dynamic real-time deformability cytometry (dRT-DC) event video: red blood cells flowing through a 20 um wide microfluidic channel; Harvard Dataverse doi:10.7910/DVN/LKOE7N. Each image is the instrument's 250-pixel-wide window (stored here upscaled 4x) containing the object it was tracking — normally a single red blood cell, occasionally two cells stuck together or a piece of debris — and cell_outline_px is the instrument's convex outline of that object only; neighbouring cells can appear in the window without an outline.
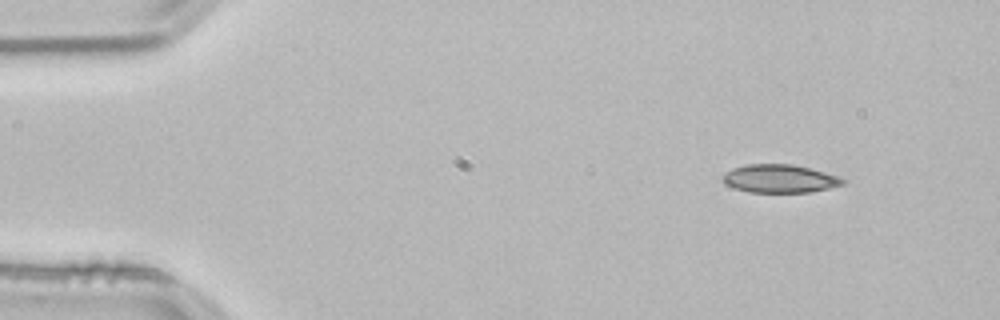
{"species": "common noctule bat (a hibernating species)", "species_latin": "Nyctalus noctula", "temperature_condition": "room temperature", "stored_images_in_passage": 48, "camera_frame_rate_fps": 3000, "um_per_image_px": 0.085, "animal": {"sex": "male", "body_mass_g": 21.5, "forearm_length_mm": 52.0}, "frame": {"image": 1, "passage_image": 1, "time_ms": 0.0, "image_size_px": [1000, 320], "cell_outline_px": [[848, 180], [844, 184], [828, 188], [808, 192], [748, 192], [724, 184], [720, 180], [720, 176], [724, 172], [732, 168], [744, 164], [792, 164], [840, 176]], "centroid_in_image_um": [66.22, 15.18], "position_along_channel_um": 18.8, "area_um2": 19.94}}
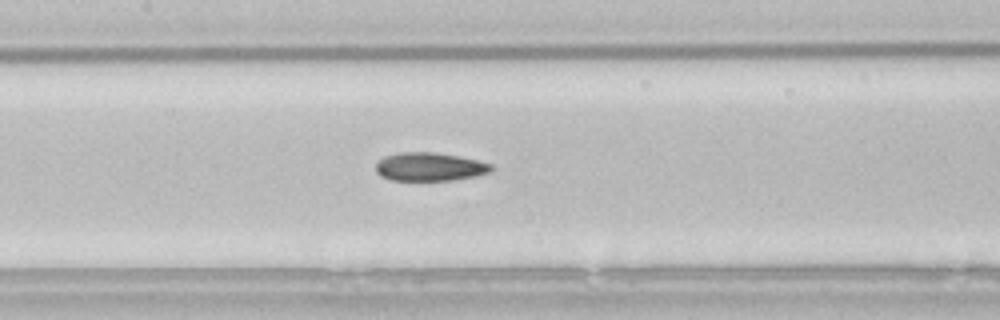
{"frame": {"image": 2, "passage_image": 20, "time_ms": 6.333, "image_size_px": [1000, 320], "cell_outline_px": [[496, 168], [492, 172], [476, 176], [452, 180], [392, 180], [380, 176], [376, 172], [376, 164], [384, 156], [400, 152], [436, 152], [476, 160], [492, 164]], "centroid_in_image_um": [36.55, 14.18], "position_along_channel_um": 170.9, "area_um2": 19.19}}
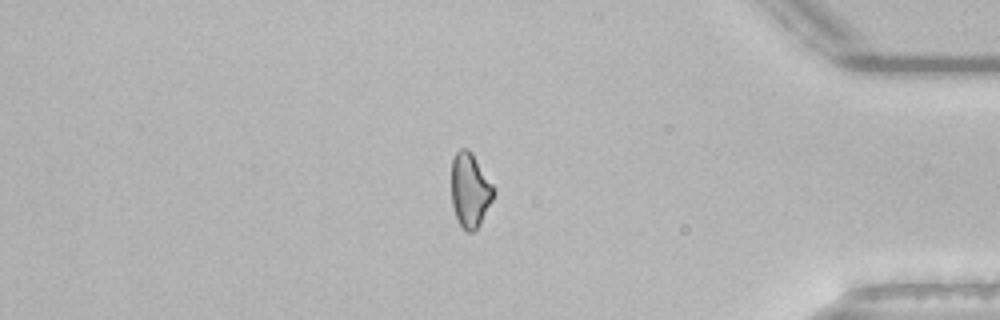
{"frame": {"image": 3, "passage_image": 40, "time_ms": 13.0, "image_size_px": [1000, 320], "cell_outline_px": [[496, 192], [480, 224], [472, 232], [464, 232], [456, 216], [452, 204], [452, 160], [456, 152], [460, 148], [468, 148], [472, 152], [496, 188]], "centroid_in_image_um": [39.97, 16.14], "position_along_channel_um": 395.2, "area_um2": 18.44}, "authors_computed_cell_mechanics": {"area_um2": 19.1607, "velocity_mm_per_s": 3.8387, "shape_relaxation_time_tau1_ms": null, "shape_relaxation_time_tau2_ms": 9.9299, "deformation_change_tau1": null, "deformation_change_tau2": 0.1823}}